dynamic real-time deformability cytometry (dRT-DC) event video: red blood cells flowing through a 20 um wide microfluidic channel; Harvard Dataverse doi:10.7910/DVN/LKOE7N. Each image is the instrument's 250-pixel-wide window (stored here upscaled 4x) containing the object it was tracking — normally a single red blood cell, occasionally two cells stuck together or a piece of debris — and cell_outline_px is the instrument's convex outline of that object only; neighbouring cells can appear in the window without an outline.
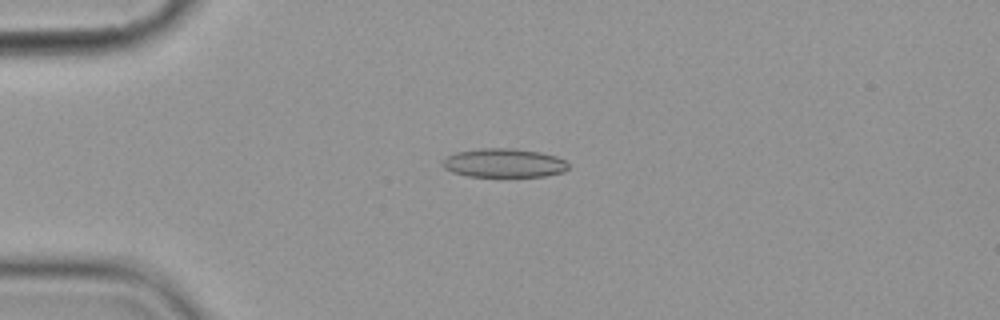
{"species": "common noctule bat (a hibernating species)", "species_latin": "Nyctalus noctula", "temperature_condition": "cold", "stored_images_in_passage": 5, "camera_frame_rate_fps": 3000, "um_per_image_px": 0.085, "animal": {"sex": "female", "body_mass_g": 19.9}, "frame": {"image": 1, "passage_image": 4, "time_ms": 3.667, "image_size_px": [1000, 320], "cell_outline_px": [[568, 168], [564, 172], [544, 176], [468, 176], [452, 172], [444, 168], [440, 164], [440, 160], [456, 152], [480, 148], [516, 148], [540, 152], [556, 156], [564, 160], [568, 164]], "centroid_in_image_um": [42.8, 13.84], "position_along_channel_um": 42.2, "area_um2": 21.27}}